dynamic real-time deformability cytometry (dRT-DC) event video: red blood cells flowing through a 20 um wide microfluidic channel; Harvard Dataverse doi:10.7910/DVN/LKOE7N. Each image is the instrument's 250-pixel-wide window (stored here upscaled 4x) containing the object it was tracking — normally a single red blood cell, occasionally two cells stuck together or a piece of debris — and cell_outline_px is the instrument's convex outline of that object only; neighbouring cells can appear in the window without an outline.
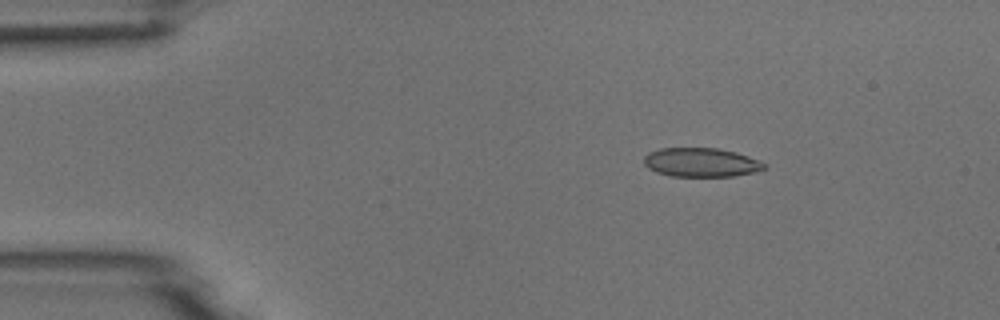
{"species": "common noctule bat (a hibernating species)", "species_latin": "Nyctalus noctula", "temperature_condition": "room temperature", "stored_images_in_passage": 5, "camera_frame_rate_fps": 3000, "um_per_image_px": 0.085, "animal": {"sex": "male", "body_mass_g": 18.8}, "frame": {"image": 1, "passage_image": 3, "time_ms": 0.667, "image_size_px": [1000, 320], "cell_outline_px": [[768, 168], [756, 172], [732, 176], [672, 176], [656, 172], [648, 168], [644, 164], [644, 156], [648, 152], [660, 148], [716, 148], [736, 152], [748, 156], [768, 164]], "centroid_in_image_um": [59.61, 13.8], "position_along_channel_um": 25.4, "area_um2": 20.46}}
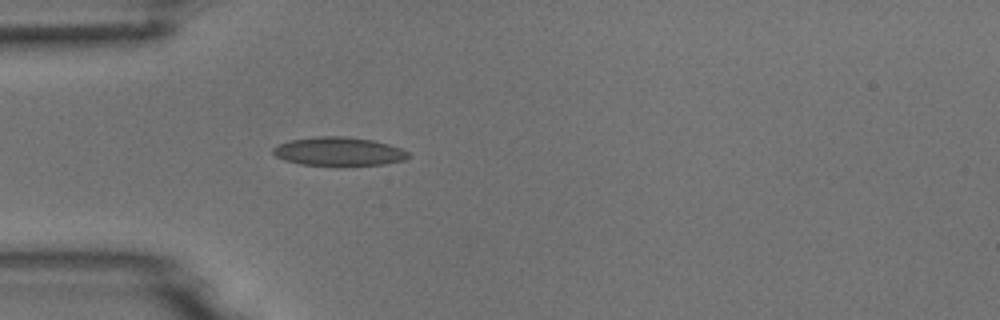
{"frame": {"image": 2, "passage_image": 5, "time_ms": 1.333, "image_size_px": [1000, 320], "cell_outline_px": [[408, 156], [404, 160], [384, 164], [336, 168], [300, 164], [284, 160], [276, 156], [272, 152], [272, 148], [280, 144], [292, 140], [316, 136], [344, 136], [372, 140], [388, 144], [400, 148], [408, 152]], "centroid_in_image_um": [28.78, 12.92], "position_along_channel_um": 56.2, "area_um2": 23.18}}